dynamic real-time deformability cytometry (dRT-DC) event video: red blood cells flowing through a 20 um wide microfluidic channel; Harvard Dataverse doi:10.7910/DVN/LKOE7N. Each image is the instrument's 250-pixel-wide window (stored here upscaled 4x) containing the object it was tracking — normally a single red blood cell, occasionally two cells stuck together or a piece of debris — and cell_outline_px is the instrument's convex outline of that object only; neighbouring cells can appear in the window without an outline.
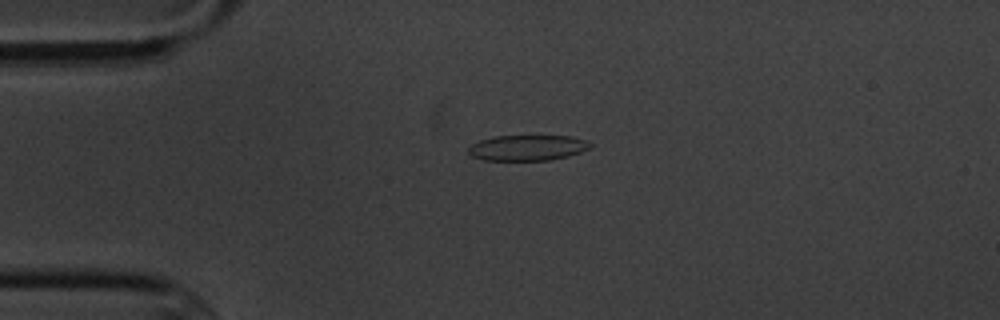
{"species": "common noctule bat (a hibernating species)", "species_latin": "Nyctalus noctula", "temperature_condition": "cold", "stored_images_in_passage": 3, "camera_frame_rate_fps": 3000, "um_per_image_px": 0.085, "animal": {"sex": "male", "body_mass_g": 20.1, "forearm_length_mm": 53.5}, "frame": {"image": 1, "passage_image": 1, "time_ms": 0.0, "image_size_px": [1000, 320], "cell_outline_px": [[592, 144], [588, 148], [580, 152], [568, 156], [548, 160], [484, 160], [472, 156], [468, 152], [468, 144], [480, 140], [496, 136], [572, 136], [584, 140]], "centroid_in_image_um": [44.78, 12.56], "position_along_channel_um": 40.2, "area_um2": 18.09}}
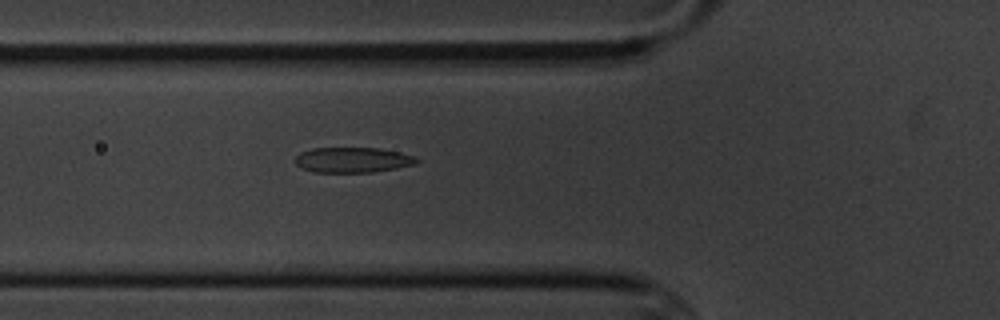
{"frame": {"image": 2, "passage_image": 3, "time_ms": 2.333, "image_size_px": [1000, 320], "cell_outline_px": [[420, 160], [416, 164], [396, 168], [372, 172], [312, 172], [300, 168], [296, 164], [296, 156], [300, 152], [312, 148], [380, 148], [400, 152], [416, 156]], "centroid_in_image_um": [29.99, 13.59], "position_along_channel_um": 95.8, "area_um2": 18.03}}